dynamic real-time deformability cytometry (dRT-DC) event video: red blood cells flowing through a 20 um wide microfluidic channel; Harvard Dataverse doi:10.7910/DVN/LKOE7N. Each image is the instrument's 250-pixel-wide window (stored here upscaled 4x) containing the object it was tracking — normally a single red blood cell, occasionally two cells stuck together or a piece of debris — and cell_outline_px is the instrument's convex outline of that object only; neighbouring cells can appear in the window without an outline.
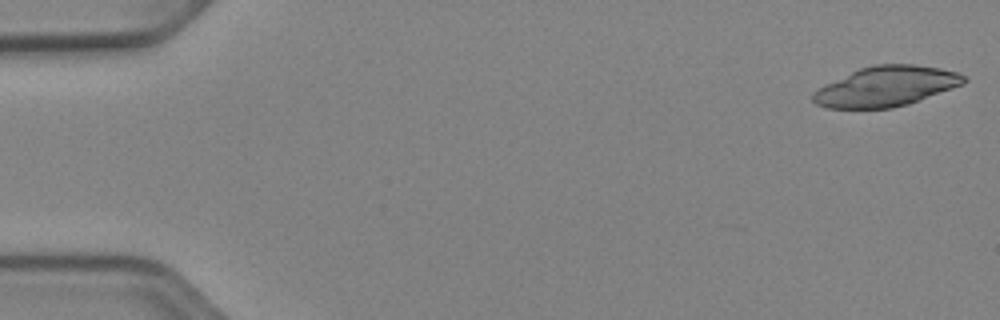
{"species": "Egyptian fruit bat (a non-hibernating species)", "species_latin": "Rousettus aegyptiacus", "temperature_condition": "cold", "stored_images_in_passage": 39, "camera_frame_rate_fps": 3000, "um_per_image_px": 0.085, "animal": {"sex": "female"}, "frame": {"image": 1, "passage_image": 1, "time_ms": 0.0, "image_size_px": [1000, 320], "cell_outline_px": [[968, 80], [964, 84], [908, 104], [892, 108], [828, 108], [816, 104], [812, 100], [812, 92], [860, 68], [876, 64], [916, 64], [940, 68], [956, 72], [964, 76]], "centroid_in_image_um": [75.35, 7.34], "position_along_channel_um": 9.6, "area_um2": 34.8}}